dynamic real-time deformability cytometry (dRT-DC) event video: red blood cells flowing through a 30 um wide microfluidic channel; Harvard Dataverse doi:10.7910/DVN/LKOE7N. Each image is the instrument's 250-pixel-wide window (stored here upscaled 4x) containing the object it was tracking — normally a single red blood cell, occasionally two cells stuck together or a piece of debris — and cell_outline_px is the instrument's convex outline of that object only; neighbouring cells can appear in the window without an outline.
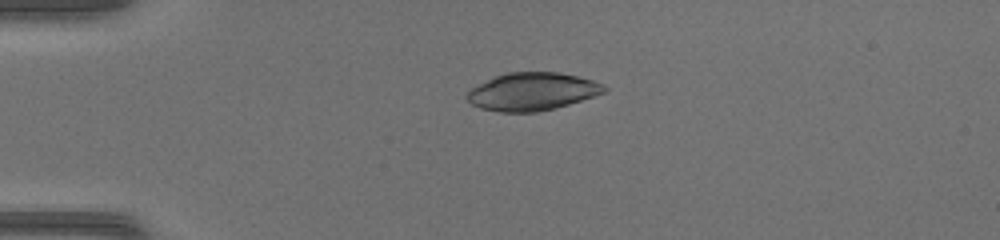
{"species": "common noctule bat (a hibernating species)", "species_latin": "Nyctalus noctula", "temperature_condition": "warm", "stored_images_in_passage": 7, "camera_frame_rate_fps": 3000, "um_per_image_px": 0.085, "animal": {"sex": "female", "body_mass_g": 17.0, "forearm_length_mm": 48.0}, "frame": {"image": 1, "passage_image": 1, "time_ms": 0.0, "image_size_px": [1000, 240], "cell_outline_px": [[608, 88], [604, 92], [556, 108], [536, 112], [500, 112], [480, 108], [472, 104], [464, 96], [472, 88], [496, 76], [508, 72], [556, 72], [576, 76], [592, 80], [604, 84]], "centroid_in_image_um": [45.23, 7.79], "position_along_channel_um": 39.8, "area_um2": 29.88}}
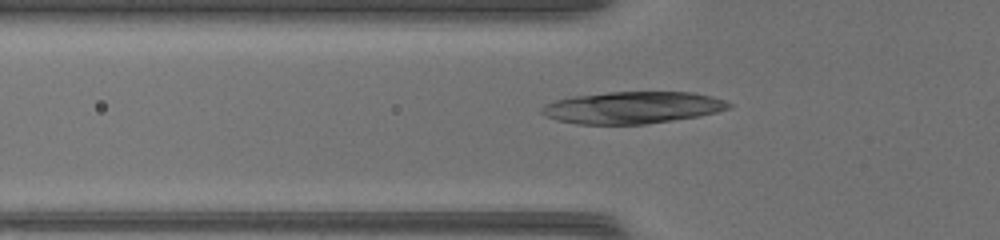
{"frame": {"image": 2, "passage_image": 6, "time_ms": 1.667, "image_size_px": [1000, 240], "cell_outline_px": [[732, 108], [700, 116], [644, 124], [576, 124], [556, 120], [540, 112], [540, 108], [544, 104], [556, 100], [576, 96], [608, 92], [692, 92], [712, 96], [724, 100], [732, 104]], "centroid_in_image_um": [53.78, 9.14], "position_along_channel_um": 72.0, "area_um2": 34.8}}